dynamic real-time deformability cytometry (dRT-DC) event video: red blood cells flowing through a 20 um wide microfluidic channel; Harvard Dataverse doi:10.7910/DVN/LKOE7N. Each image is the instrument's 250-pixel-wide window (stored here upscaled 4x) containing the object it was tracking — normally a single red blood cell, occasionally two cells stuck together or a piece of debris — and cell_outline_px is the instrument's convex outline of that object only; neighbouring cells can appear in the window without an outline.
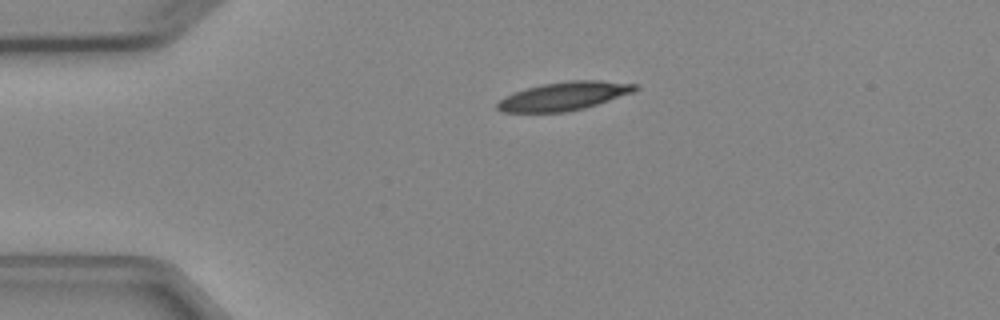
{"species": "Egyptian fruit bat (a non-hibernating species)", "species_latin": "Rousettus aegyptiacus", "temperature_condition": "cold", "stored_images_in_passage": 2, "camera_frame_rate_fps": 3000, "um_per_image_px": 0.085, "animal": {"sex": "female"}, "frame": {"image": 1, "passage_image": 1, "time_ms": 0.0, "image_size_px": [1000, 320], "cell_outline_px": [[640, 88], [632, 92], [584, 108], [564, 112], [504, 112], [496, 108], [496, 104], [504, 96], [512, 92], [544, 84], [568, 80], [600, 80], [640, 84]], "centroid_in_image_um": [47.94, 8.16], "position_along_channel_um": 37.1, "area_um2": 22.72}}